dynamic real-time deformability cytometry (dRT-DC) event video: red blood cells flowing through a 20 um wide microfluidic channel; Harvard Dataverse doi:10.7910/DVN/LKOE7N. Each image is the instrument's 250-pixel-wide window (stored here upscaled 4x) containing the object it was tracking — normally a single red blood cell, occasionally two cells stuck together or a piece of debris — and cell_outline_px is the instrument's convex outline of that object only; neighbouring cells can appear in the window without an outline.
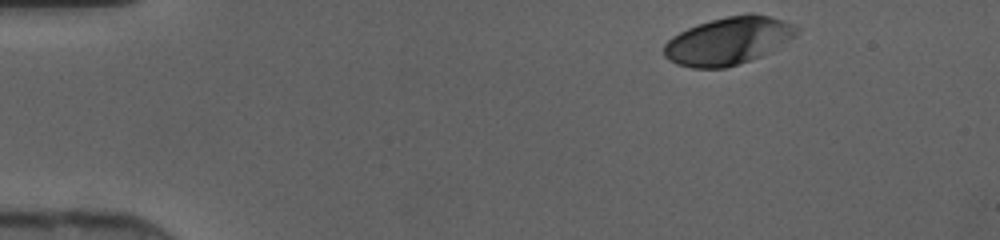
{"species": "human", "species_latin": "Homo sapiens", "temperature_condition": "cold", "stored_images_in_passage": 34, "camera_frame_rate_fps": 3000, "um_per_image_px": 0.085, "donor": {"sex": "female"}, "frame": {"image": 1, "passage_image": 1, "time_ms": 0.0, "image_size_px": [1000, 240], "cell_outline_px": [[800, 32], [796, 36], [772, 52], [724, 68], [692, 68], [676, 64], [668, 60], [664, 56], [664, 44], [672, 36], [688, 28], [712, 20], [728, 16], [748, 12], [752, 12], [768, 16], [792, 24]], "centroid_in_image_um": [61.91, 3.47], "position_along_channel_um": 23.1, "area_um2": 36.7}}
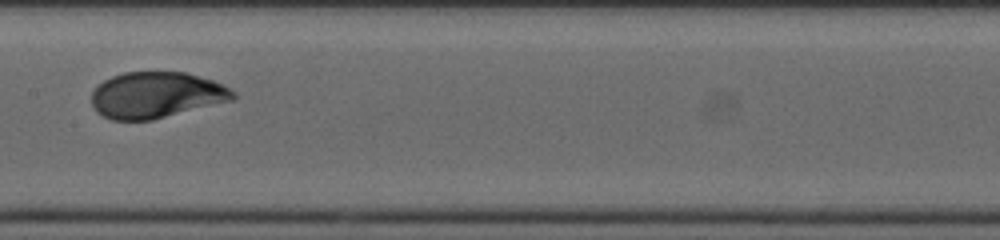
{"frame": {"image": 2, "passage_image": 19, "time_ms": 6.0, "image_size_px": [1000, 240], "cell_outline_px": [[236, 100], [152, 120], [112, 120], [96, 112], [92, 104], [92, 92], [104, 80], [112, 76], [124, 72], [184, 72], [212, 80], [236, 92]], "centroid_in_image_um": [13.3, 8.09], "position_along_channel_um": 194.1, "area_um2": 38.09}}
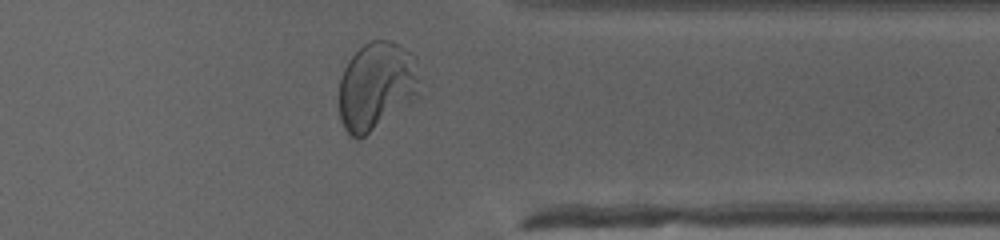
{"frame": {"image": 3, "passage_image": 32, "time_ms": 10.333, "image_size_px": [1000, 240], "cell_outline_px": [[416, 92], [412, 100], [408, 104], [364, 136], [352, 136], [344, 128], [340, 120], [340, 76], [348, 60], [364, 44], [372, 40], [392, 40], [400, 44], [416, 56]], "centroid_in_image_um": [31.96, 7.26], "position_along_channel_um": 379.4, "area_um2": 40.52}}